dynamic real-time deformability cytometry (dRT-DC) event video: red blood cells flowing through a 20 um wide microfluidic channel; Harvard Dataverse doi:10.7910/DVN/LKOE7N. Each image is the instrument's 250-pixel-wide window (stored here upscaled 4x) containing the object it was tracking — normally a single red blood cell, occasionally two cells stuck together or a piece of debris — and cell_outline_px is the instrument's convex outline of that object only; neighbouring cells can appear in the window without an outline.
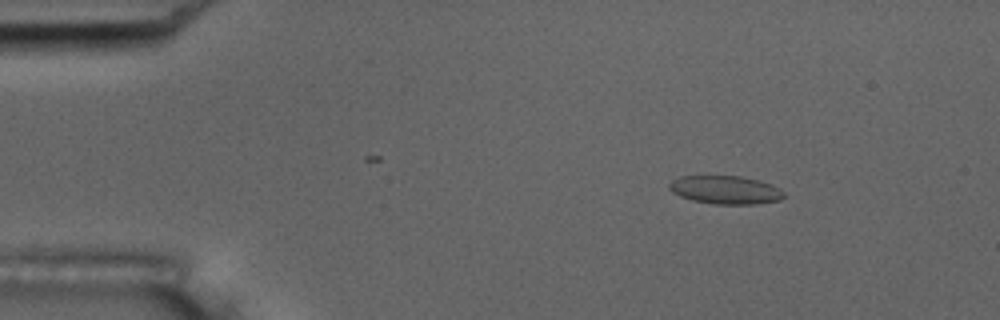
{"species": "common noctule bat (a hibernating species)", "species_latin": "Nyctalus noctula", "temperature_condition": "room temperature", "stored_images_in_passage": 14, "camera_frame_rate_fps": 3000, "um_per_image_px": 0.085, "animal": {"sex": "male", "body_mass_g": 17.5, "forearm_length_mm": 52.3}, "frame": {"image": 1, "passage_image": 3, "time_ms": 2.333, "image_size_px": [1000, 320], "cell_outline_px": [[784, 196], [780, 200], [756, 204], [712, 204], [692, 200], [680, 196], [672, 192], [668, 188], [668, 184], [672, 180], [680, 176], [740, 176], [760, 180], [772, 184], [780, 188], [784, 192]], "centroid_in_image_um": [61.67, 16.14], "position_along_channel_um": 23.3, "area_um2": 19.07}, "authors_computed_cell_mechanics": {"area_um2": 18.6694, "velocity_mm_per_s": 3.543, "shape_relaxation_time_tau1_ms": 3.6093, "shape_relaxation_time_tau2_ms": null, "deformation_change_tau1": 0.1103, "deformation_change_tau2": null}}